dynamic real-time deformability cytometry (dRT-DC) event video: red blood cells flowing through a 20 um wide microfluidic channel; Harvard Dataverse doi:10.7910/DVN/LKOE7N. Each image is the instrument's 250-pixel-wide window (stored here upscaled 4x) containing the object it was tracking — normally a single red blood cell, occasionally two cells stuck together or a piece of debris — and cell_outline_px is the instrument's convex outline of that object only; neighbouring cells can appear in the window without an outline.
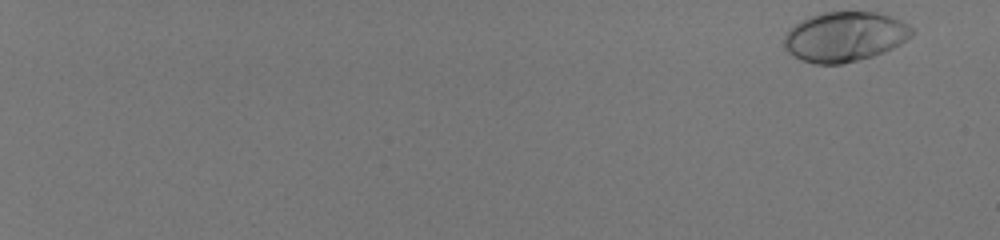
{"species": "human", "species_latin": "Homo sapiens", "temperature_condition": "room temperature", "stored_images_in_passage": 55, "camera_frame_rate_fps": 3000, "um_per_image_px": 0.085, "donor": {"sex": "male"}, "frame": {"image": 1, "passage_image": 1, "time_ms": 0.0, "image_size_px": [1000, 240], "cell_outline_px": [[916, 32], [912, 36], [900, 44], [884, 52], [872, 56], [840, 64], [816, 64], [800, 60], [788, 52], [784, 48], [784, 36], [800, 20], [824, 12], [880, 12], [892, 16], [908, 24]], "centroid_in_image_um": [71.83, 3.11], "position_along_channel_um": 13.2, "area_um2": 37.11}}
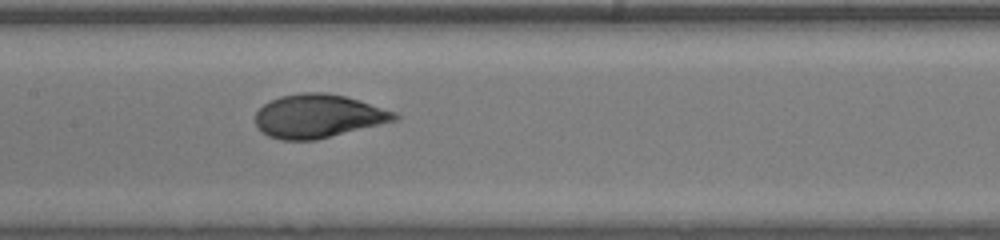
{"frame": {"image": 2, "passage_image": 33, "time_ms": 10.667, "image_size_px": [1000, 240], "cell_outline_px": [[400, 120], [316, 140], [280, 140], [268, 136], [260, 132], [256, 124], [256, 112], [264, 104], [280, 96], [300, 92], [324, 92], [344, 96], [360, 100], [396, 112], [400, 116]], "centroid_in_image_um": [27.07, 9.88], "position_along_channel_um": 180.3, "area_um2": 35.6}}
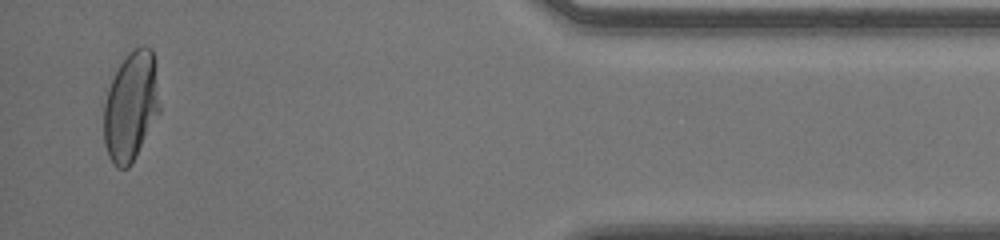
{"frame": {"image": 3, "passage_image": 54, "time_ms": 17.667, "image_size_px": [1000, 240], "cell_outline_px": [[160, 112], [132, 164], [128, 168], [116, 168], [108, 156], [104, 144], [104, 104], [108, 88], [124, 52], [132, 48], [144, 44], [152, 48], [160, 108]], "centroid_in_image_um": [11.11, 9.01], "position_along_channel_um": 424.1, "area_um2": 36.07}, "authors_computed_cell_mechanics": {"area_um2": 35.4892, "velocity_mm_per_s": 4.0636, "shape_relaxation_time_tau1_ms": 3.291, "shape_relaxation_time_tau2_ms": null, "deformation_change_tau1": 0.1974, "deformation_change_tau2": null}}